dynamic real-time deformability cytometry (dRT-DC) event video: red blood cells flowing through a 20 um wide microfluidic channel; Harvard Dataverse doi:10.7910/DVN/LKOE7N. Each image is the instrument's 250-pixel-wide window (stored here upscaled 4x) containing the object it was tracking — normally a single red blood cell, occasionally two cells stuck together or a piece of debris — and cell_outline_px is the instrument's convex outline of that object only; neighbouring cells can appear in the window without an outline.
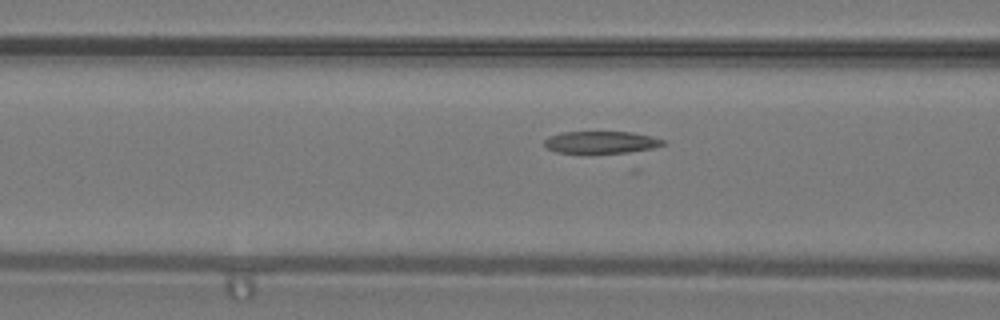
{"species": "common noctule bat (a hibernating species)", "species_latin": "Nyctalus noctula", "temperature_condition": "warm", "stored_images_in_passage": 10, "camera_frame_rate_fps": 3000, "um_per_image_px": 0.085, "animal": {"sex": "male", "body_mass_g": 19.2, "forearm_length_mm": 51.8}, "frame": {"image": 1, "passage_image": 8, "time_ms": 2.333, "image_size_px": [1000, 320], "cell_outline_px": [[668, 144], [636, 172], [632, 172], [556, 152], [548, 148], [544, 144], [544, 140], [548, 136], [560, 132], [632, 132], [652, 136], [664, 140]], "centroid_in_image_um": [51.68, 12.56], "position_along_channel_um": 114.9, "area_um2": 23.64}}